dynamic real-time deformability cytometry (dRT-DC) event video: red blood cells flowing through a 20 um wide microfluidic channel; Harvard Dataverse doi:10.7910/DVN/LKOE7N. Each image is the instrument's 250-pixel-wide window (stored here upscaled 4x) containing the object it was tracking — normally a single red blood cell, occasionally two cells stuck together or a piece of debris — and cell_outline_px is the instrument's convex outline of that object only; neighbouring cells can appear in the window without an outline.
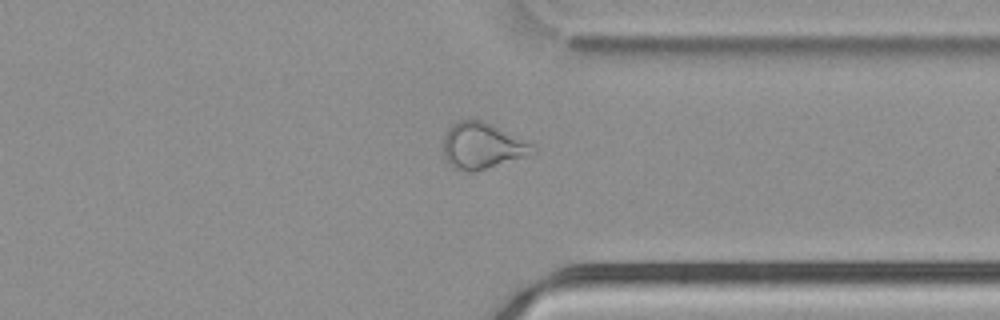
{"species": "common noctule bat (a hibernating species)", "species_latin": "Nyctalus noctula", "temperature_condition": "cold", "stored_images_in_passage": 43, "camera_frame_rate_fps": 3000, "um_per_image_px": 0.085, "animal": {"sex": "male", "body_mass_g": 21.5, "forearm_length_mm": 52.0}, "frame": {"image": 1, "passage_image": 31, "time_ms": 10.0, "image_size_px": [1000, 320], "cell_outline_px": [[536, 152], [476, 172], [468, 172], [456, 168], [444, 156], [444, 136], [448, 128], [456, 120], [480, 120], [532, 144], [536, 148]], "centroid_in_image_um": [40.95, 12.4], "position_along_channel_um": 370.4, "area_um2": 23.35}}